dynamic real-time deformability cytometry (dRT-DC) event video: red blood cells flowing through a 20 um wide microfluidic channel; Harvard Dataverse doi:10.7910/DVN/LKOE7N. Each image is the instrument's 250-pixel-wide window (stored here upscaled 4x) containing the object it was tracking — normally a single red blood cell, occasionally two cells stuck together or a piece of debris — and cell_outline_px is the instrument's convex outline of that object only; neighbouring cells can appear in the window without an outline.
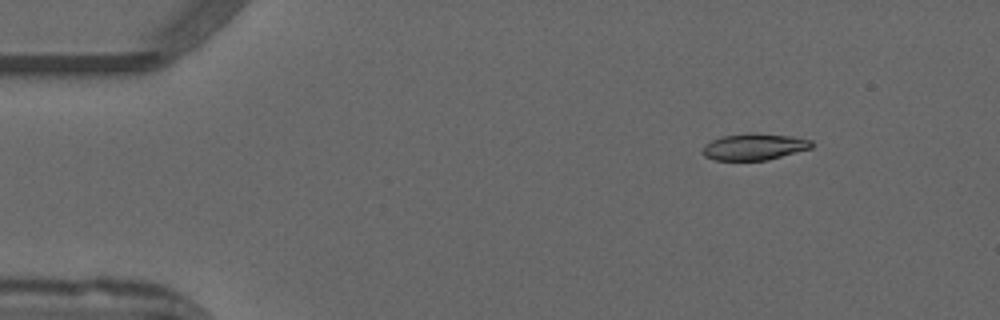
{"species": "common noctule bat (a hibernating species)", "species_latin": "Nyctalus noctula", "temperature_condition": "warm", "stored_images_in_passage": 11, "camera_frame_rate_fps": 3000, "um_per_image_px": 0.085, "animal": {"sex": "male", "forearm_length_mm": 52.5}, "frame": {"image": 1, "passage_image": 1, "time_ms": 0.0, "image_size_px": [1000, 320], "cell_outline_px": [[812, 148], [768, 160], [712, 160], [704, 156], [700, 152], [704, 144], [712, 140], [724, 136], [748, 132], [756, 132], [792, 136], [812, 140]], "centroid_in_image_um": [64.08, 12.47], "position_along_channel_um": 20.9, "area_um2": 17.17}}
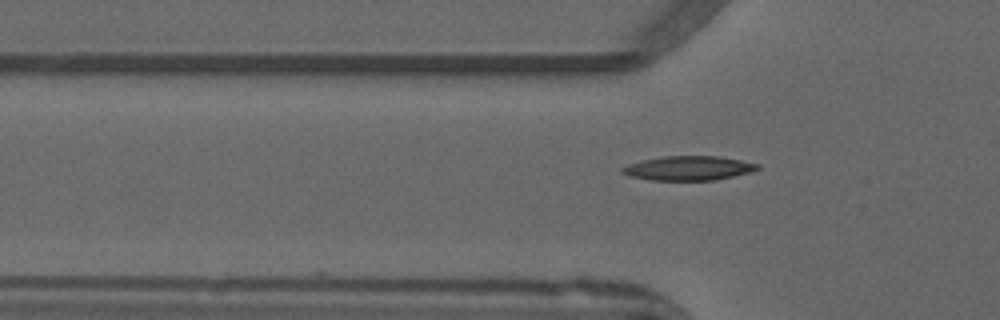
{"frame": {"image": 2, "passage_image": 11, "time_ms": 3.333, "image_size_px": [1000, 320], "cell_outline_px": [[760, 168], [748, 172], [716, 180], [652, 180], [628, 176], [620, 172], [620, 168], [628, 164], [640, 160], [660, 156], [720, 156], [760, 164]], "centroid_in_image_um": [58.46, 14.28], "position_along_channel_um": 67.3, "area_um2": 19.25}}